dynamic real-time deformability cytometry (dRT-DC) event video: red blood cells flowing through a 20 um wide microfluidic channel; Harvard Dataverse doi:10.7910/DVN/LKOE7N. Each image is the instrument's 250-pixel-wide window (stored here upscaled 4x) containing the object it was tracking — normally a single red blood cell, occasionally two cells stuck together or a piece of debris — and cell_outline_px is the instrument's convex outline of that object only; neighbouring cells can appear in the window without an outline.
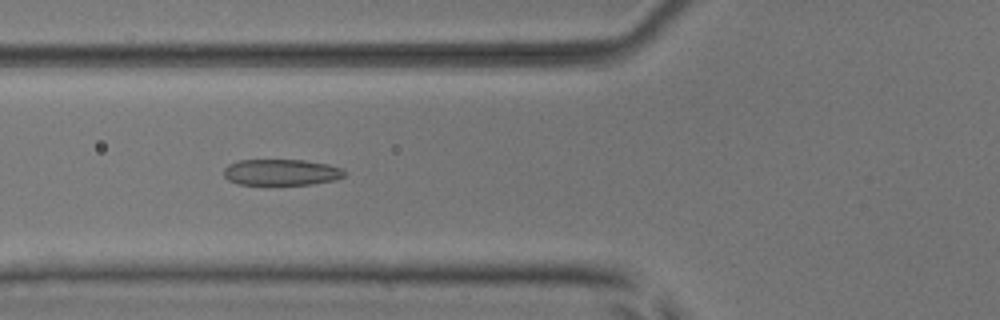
{"species": "common noctule bat (a hibernating species)", "species_latin": "Nyctalus noctula", "temperature_condition": "room temperature", "stored_images_in_passage": 6, "camera_frame_rate_fps": 3000, "um_per_image_px": 0.085, "animal": {"sex": "male", "body_mass_g": 17.9, "forearm_length_mm": 54.2}, "frame": {"image": 1, "passage_image": 6, "time_ms": 5.667, "image_size_px": [1000, 320], "cell_outline_px": [[348, 172], [344, 176], [336, 180], [312, 184], [236, 184], [228, 180], [224, 176], [224, 168], [228, 164], [240, 160], [304, 160], [328, 164], [340, 168]], "centroid_in_image_um": [23.92, 14.64], "position_along_channel_um": 101.9, "area_um2": 18.44}}